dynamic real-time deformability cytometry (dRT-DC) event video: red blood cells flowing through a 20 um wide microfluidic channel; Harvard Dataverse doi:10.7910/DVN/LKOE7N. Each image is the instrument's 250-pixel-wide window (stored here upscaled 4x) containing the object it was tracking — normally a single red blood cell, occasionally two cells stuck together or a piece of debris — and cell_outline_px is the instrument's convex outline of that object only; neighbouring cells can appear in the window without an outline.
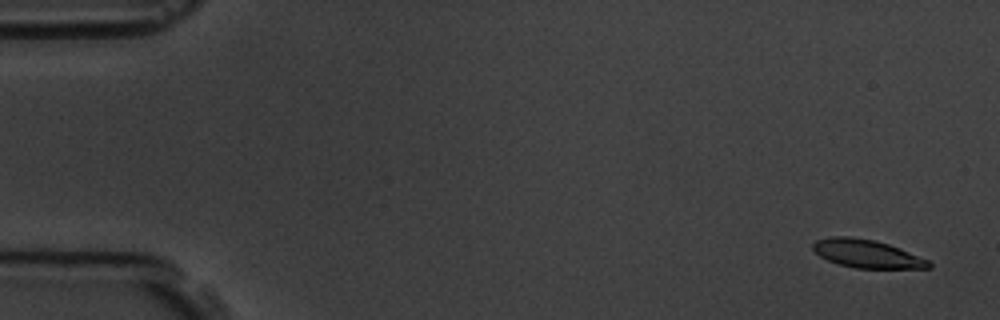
{"species": "common noctule bat (a hibernating species)", "species_latin": "Nyctalus noctula", "temperature_condition": "room temperature", "stored_images_in_passage": 5, "camera_frame_rate_fps": 3000, "um_per_image_px": 0.085, "animal": {"sex": "male", "body_mass_g": 19.5, "forearm_length_mm": 54.6}, "frame": {"image": 1, "passage_image": 1, "time_ms": 0.0, "image_size_px": [1000, 320], "cell_outline_px": [[932, 268], [856, 268], [840, 264], [828, 260], [820, 256], [812, 248], [812, 244], [816, 240], [832, 236], [852, 236], [876, 240], [900, 248], [928, 260], [932, 264]], "centroid_in_image_um": [73.68, 21.55], "position_along_channel_um": 11.3, "area_um2": 18.96}}
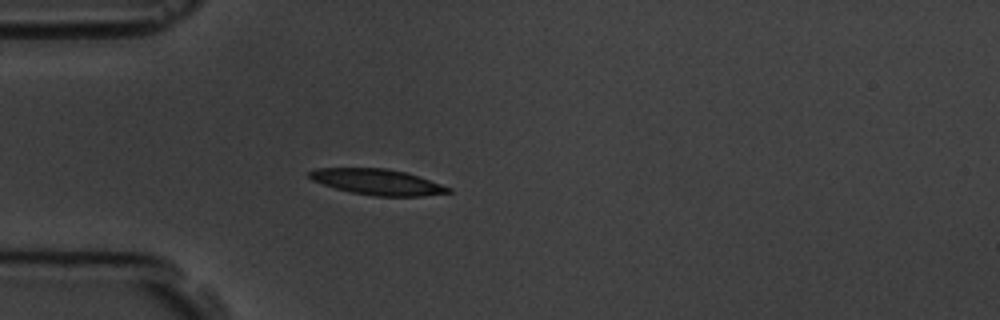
{"frame": {"image": 2, "passage_image": 5, "time_ms": 4.667, "image_size_px": [1000, 320], "cell_outline_px": [[452, 192], [424, 196], [372, 196], [352, 192], [336, 188], [312, 180], [308, 176], [308, 172], [316, 168], [388, 168], [404, 172], [452, 188]], "centroid_in_image_um": [32.07, 15.47], "position_along_channel_um": 52.9, "area_um2": 20.63}}